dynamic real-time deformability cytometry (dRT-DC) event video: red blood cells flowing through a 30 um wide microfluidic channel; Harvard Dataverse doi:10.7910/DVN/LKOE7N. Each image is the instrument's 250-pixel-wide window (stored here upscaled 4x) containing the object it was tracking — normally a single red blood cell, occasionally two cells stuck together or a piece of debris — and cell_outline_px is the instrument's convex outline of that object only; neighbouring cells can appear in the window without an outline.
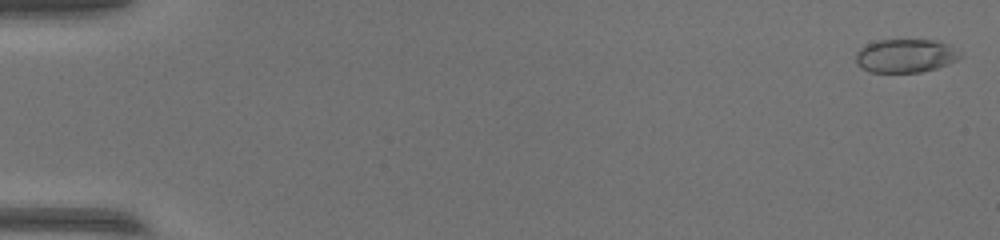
{"species": "common noctule bat (a hibernating species)", "species_latin": "Nyctalus noctula", "temperature_condition": "warm", "stored_images_in_passage": 54, "camera_frame_rate_fps": 3000, "um_per_image_px": 0.085, "animal": {"sex": "female", "body_mass_g": 17.0, "forearm_length_mm": 48.0}, "frame": {"image": 1, "passage_image": 2, "time_ms": 0.333, "image_size_px": [1000, 240], "cell_outline_px": [[964, 56], [948, 64], [936, 68], [920, 72], [868, 72], [860, 68], [856, 64], [856, 52], [860, 48], [868, 44], [880, 40], [936, 40], [948, 44]], "centroid_in_image_um": [76.95, 4.75], "position_along_channel_um": 8.0, "area_um2": 20.4}}
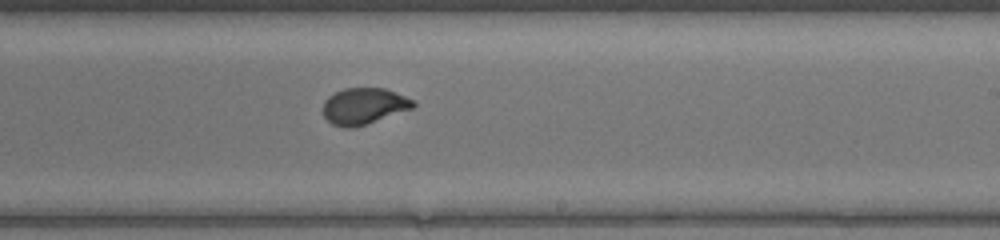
{"frame": {"image": 2, "passage_image": 34, "time_ms": 11.0, "image_size_px": [1000, 240], "cell_outline_px": [[416, 104], [412, 108], [352, 128], [344, 128], [332, 124], [324, 116], [324, 100], [328, 96], [344, 88], [384, 88], [416, 100]], "centroid_in_image_um": [30.92, 9.0], "position_along_channel_um": 258.1, "area_um2": 18.84}}
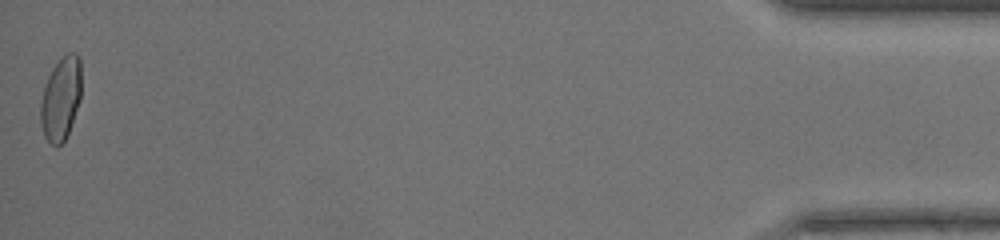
{"frame": {"image": 3, "passage_image": 54, "time_ms": 17.667, "image_size_px": [1000, 240], "cell_outline_px": [[80, 100], [68, 132], [64, 140], [56, 148], [44, 136], [40, 124], [40, 104], [44, 84], [52, 68], [68, 52], [76, 52], [80, 56]], "centroid_in_image_um": [5.15, 8.37], "position_along_channel_um": 430.0, "area_um2": 19.77}}